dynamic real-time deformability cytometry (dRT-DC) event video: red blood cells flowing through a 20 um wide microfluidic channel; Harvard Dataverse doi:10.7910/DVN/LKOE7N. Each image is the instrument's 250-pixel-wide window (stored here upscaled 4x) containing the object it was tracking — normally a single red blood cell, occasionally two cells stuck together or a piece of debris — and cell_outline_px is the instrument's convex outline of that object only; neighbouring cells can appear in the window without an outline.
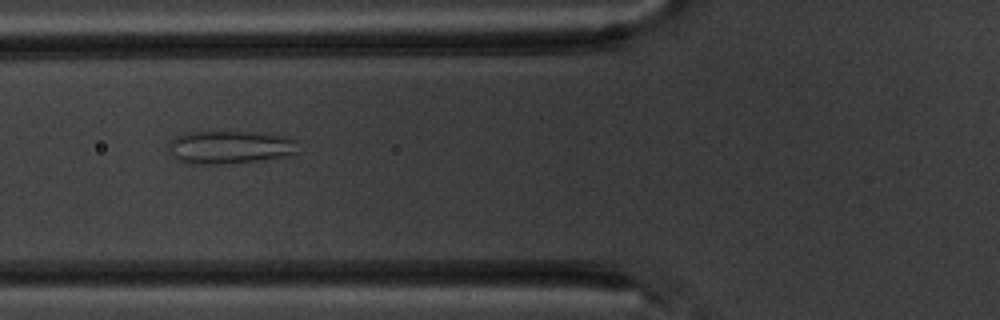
{"species": "common noctule bat (a hibernating species)", "species_latin": "Nyctalus noctula", "temperature_condition": "warm", "stored_images_in_passage": 5, "camera_frame_rate_fps": 3000, "um_per_image_px": 0.085, "animal": {"sex": "male", "body_mass_g": 20.1, "forearm_length_mm": 53.5}, "frame": {"image": 1, "passage_image": 5, "time_ms": 5.667, "image_size_px": [1000, 320], "cell_outline_px": [[296, 152], [284, 156], [228, 164], [192, 164], [180, 160], [172, 156], [168, 148], [168, 144], [176, 136], [184, 132], [252, 132], [284, 136], [296, 140]], "centroid_in_image_um": [19.48, 12.51], "position_along_channel_um": 106.3, "area_um2": 24.68}}